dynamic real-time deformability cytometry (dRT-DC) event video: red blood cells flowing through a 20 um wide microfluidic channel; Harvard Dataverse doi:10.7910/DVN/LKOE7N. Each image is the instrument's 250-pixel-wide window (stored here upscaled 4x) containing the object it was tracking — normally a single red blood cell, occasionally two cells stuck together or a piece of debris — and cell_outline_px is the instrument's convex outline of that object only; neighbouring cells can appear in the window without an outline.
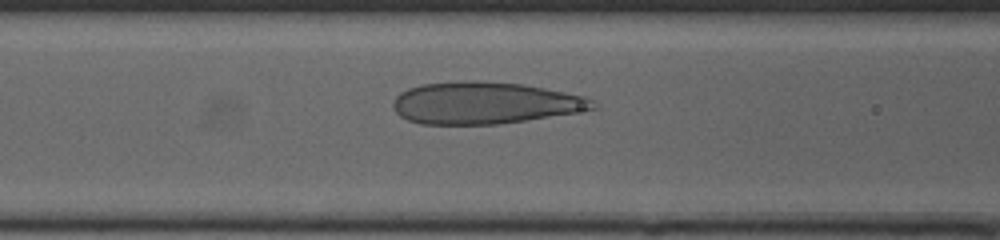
{"species": "human", "species_latin": "Homo sapiens", "temperature_condition": "cold", "stored_images_in_passage": 41, "camera_frame_rate_fps": 3000, "um_per_image_px": 0.085, "donor": {"sex": "female"}, "frame": {"image": 1, "passage_image": 20, "time_ms": 6.333, "image_size_px": [1000, 240], "cell_outline_px": [[600, 104], [596, 108], [500, 124], [420, 124], [408, 120], [400, 116], [392, 108], [392, 104], [396, 96], [400, 92], [408, 88], [420, 84], [464, 80], [476, 80], [524, 84], [584, 96], [596, 100]], "centroid_in_image_um": [41.16, 8.74], "position_along_channel_um": 125.4, "area_um2": 48.9}}
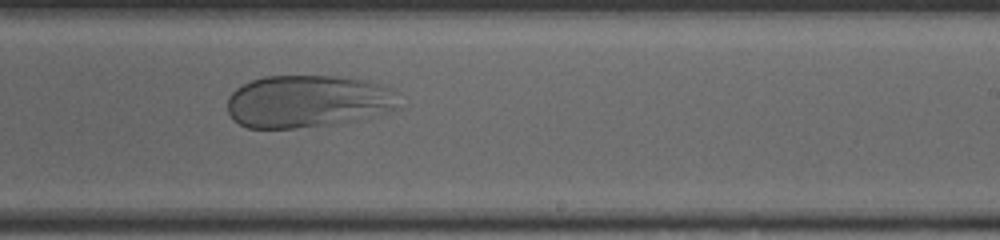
{"frame": {"image": 2, "passage_image": 30, "time_ms": 9.667, "image_size_px": [1000, 240], "cell_outline_px": [[404, 108], [376, 116], [356, 120], [332, 124], [296, 128], [248, 128], [240, 124], [228, 112], [228, 96], [236, 88], [252, 80], [264, 76], [336, 76], [364, 80], [380, 84], [392, 88], [400, 92]], "centroid_in_image_um": [26.3, 8.61], "position_along_channel_um": 262.7, "area_um2": 53.41}}
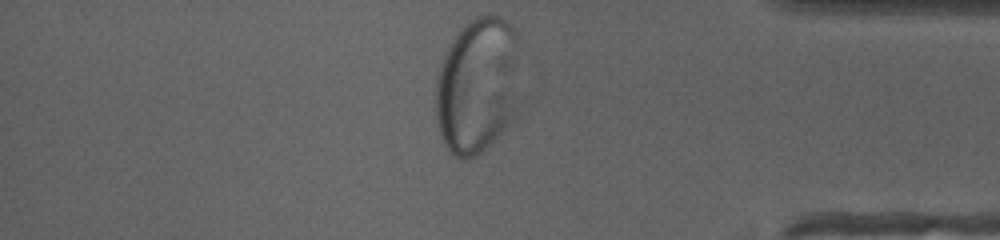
{"frame": {"image": 3, "passage_image": 41, "time_ms": 13.333, "image_size_px": [1000, 240], "cell_outline_px": [[520, 40], [508, 120], [500, 132], [476, 156], [464, 160], [456, 156], [448, 148], [440, 132], [436, 112], [436, 80], [440, 64], [456, 32], [468, 20], [476, 16], [500, 16], [520, 36]], "centroid_in_image_um": [40.5, 7.18], "position_along_channel_um": 394.7, "area_um2": 64.97}}